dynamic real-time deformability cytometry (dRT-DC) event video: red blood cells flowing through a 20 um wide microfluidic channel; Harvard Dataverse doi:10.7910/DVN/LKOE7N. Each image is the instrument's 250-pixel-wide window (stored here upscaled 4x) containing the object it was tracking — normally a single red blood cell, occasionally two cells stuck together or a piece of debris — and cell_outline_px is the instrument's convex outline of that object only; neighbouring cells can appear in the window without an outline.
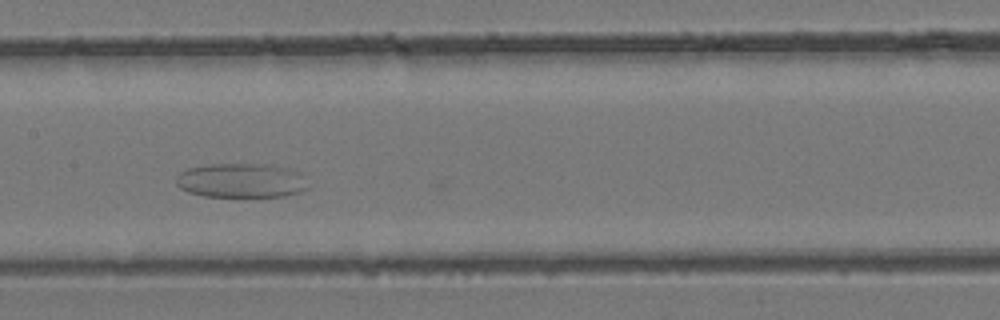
{"species": "common noctule bat (a hibernating species)", "species_latin": "Nyctalus noctula", "temperature_condition": "room temperature", "stored_images_in_passage": 26, "camera_frame_rate_fps": 3000, "um_per_image_px": 0.085, "animal": {"sex": "female", "body_mass_g": 24.6, "forearm_length_mm": 56.2}, "frame": {"image": 1, "passage_image": 11, "time_ms": 3.333, "image_size_px": [1000, 320], "cell_outline_px": [[308, 188], [300, 192], [284, 196], [204, 196], [188, 192], [180, 188], [176, 184], [176, 176], [180, 172], [188, 168], [212, 164], [268, 164], [288, 168], [296, 172]], "centroid_in_image_um": [20.43, 15.34], "position_along_channel_um": 187.0, "area_um2": 26.07}}
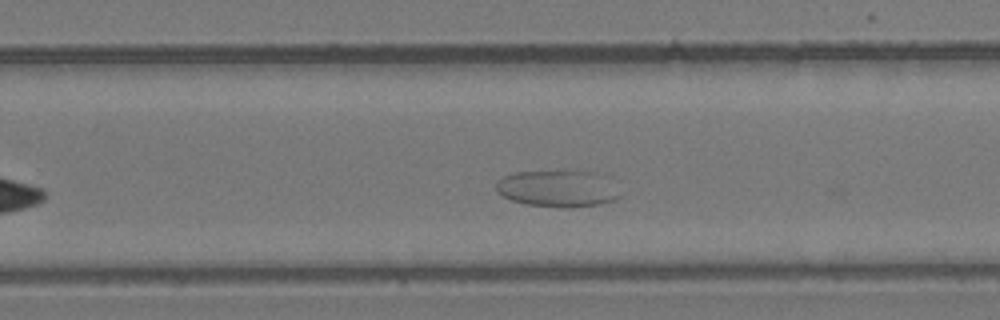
{"frame": {"image": 2, "passage_image": 17, "time_ms": 5.333, "image_size_px": [1000, 320], "cell_outline_px": [[620, 196], [616, 200], [596, 204], [564, 208], [528, 204], [512, 200], [496, 192], [496, 180], [512, 172], [592, 172]], "centroid_in_image_um": [47.22, 16.05], "position_along_channel_um": 282.6, "area_um2": 25.14}}
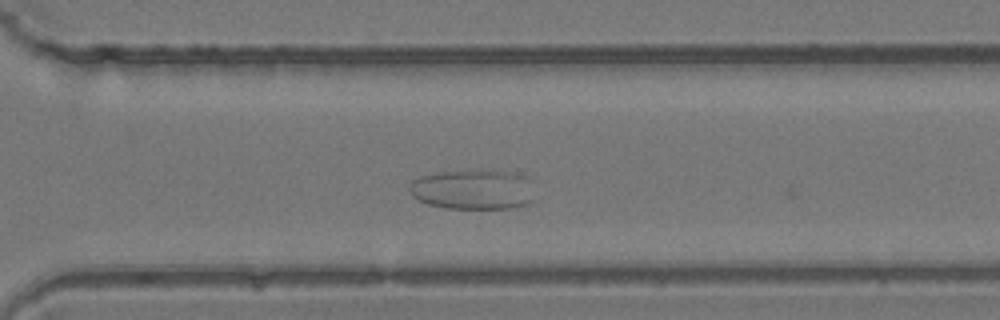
{"frame": {"image": 3, "passage_image": 20, "time_ms": 6.333, "image_size_px": [1000, 320], "cell_outline_px": [[536, 200], [528, 204], [512, 208], [448, 208], [428, 204], [412, 196], [408, 188], [412, 180], [420, 176], [436, 172], [468, 168], [480, 168], [516, 172], [528, 176]], "centroid_in_image_um": [40.25, 16.06], "position_along_channel_um": 330.3, "area_um2": 30.35}}